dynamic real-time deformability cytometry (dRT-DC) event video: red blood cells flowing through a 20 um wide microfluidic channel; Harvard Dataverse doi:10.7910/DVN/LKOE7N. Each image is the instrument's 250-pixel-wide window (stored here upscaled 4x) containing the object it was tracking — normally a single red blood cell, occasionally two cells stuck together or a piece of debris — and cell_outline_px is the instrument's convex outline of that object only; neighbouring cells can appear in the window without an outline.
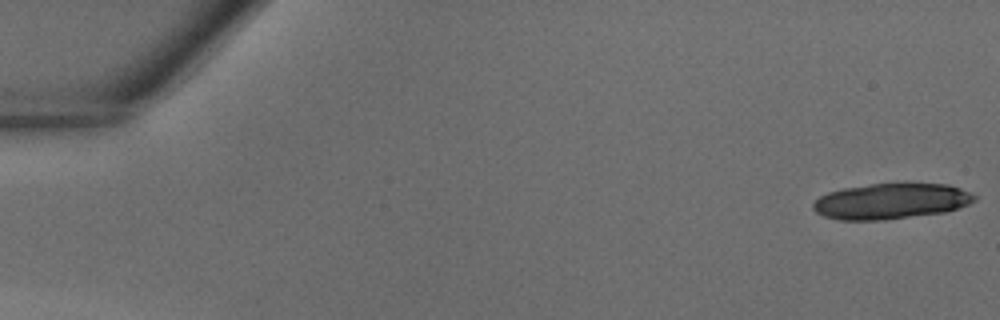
{"species": "common noctule bat (a hibernating species)", "species_latin": "Nyctalus noctula", "temperature_condition": "warm", "stored_images_in_passage": 10, "camera_frame_rate_fps": 3000, "um_per_image_px": 0.085, "animal": {"sex": "male", "body_mass_g": 18.8}, "frame": {"image": 1, "passage_image": 1, "time_ms": 0.0, "image_size_px": [1000, 320], "cell_outline_px": [[976, 200], [968, 204], [944, 212], [884, 220], [840, 220], [824, 216], [816, 212], [812, 208], [812, 204], [820, 196], [828, 192], [844, 188], [872, 184], [948, 184], [960, 188], [976, 196]], "centroid_in_image_um": [75.71, 17.11], "position_along_channel_um": 9.3, "area_um2": 33.23}}